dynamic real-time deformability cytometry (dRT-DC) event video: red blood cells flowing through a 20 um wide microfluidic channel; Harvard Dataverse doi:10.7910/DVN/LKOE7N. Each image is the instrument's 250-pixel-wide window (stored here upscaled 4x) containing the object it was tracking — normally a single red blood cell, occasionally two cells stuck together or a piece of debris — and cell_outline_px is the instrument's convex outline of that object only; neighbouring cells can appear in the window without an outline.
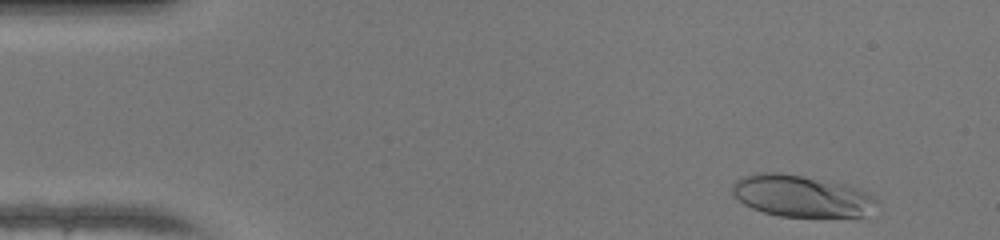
{"species": "human", "species_latin": "Homo sapiens", "temperature_condition": "warm", "stored_images_in_passage": 46, "camera_frame_rate_fps": 3000, "um_per_image_px": 0.085, "donor": {"sex": "female"}, "frame": {"image": 1, "passage_image": 2, "time_ms": 0.333, "image_size_px": [1000, 240], "cell_outline_px": [[872, 200], [864, 216], [780, 216], [764, 212], [752, 208], [744, 204], [732, 196], [732, 184], [736, 180], [744, 176], [764, 172], [776, 172], [800, 176], [844, 184], [860, 188]], "centroid_in_image_um": [67.96, 16.65], "position_along_channel_um": 17.0, "area_um2": 33.99}}
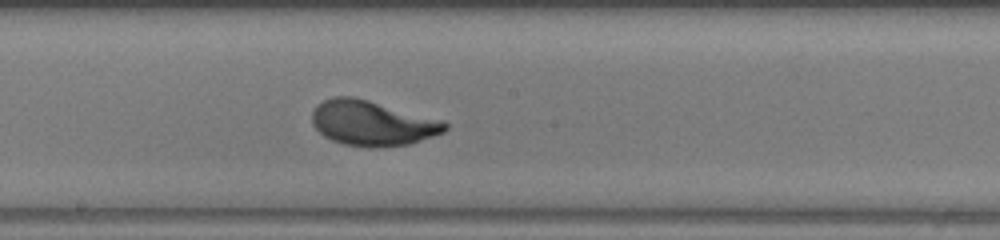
{"frame": {"image": 2, "passage_image": 24, "time_ms": 7.667, "image_size_px": [1000, 240], "cell_outline_px": [[448, 128], [444, 132], [408, 144], [376, 148], [368, 148], [344, 144], [332, 140], [324, 136], [312, 124], [312, 112], [316, 104], [332, 96], [352, 96], [368, 100], [444, 120], [448, 124]], "centroid_in_image_um": [31.63, 10.46], "position_along_channel_um": 216.6, "area_um2": 35.03}}
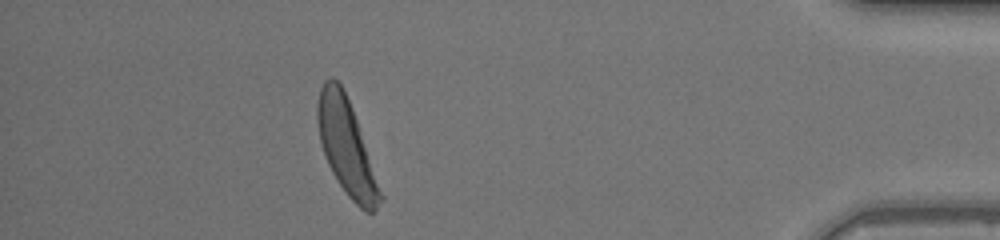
{"frame": {"image": 3, "passage_image": 41, "time_ms": 13.333, "image_size_px": [1000, 240], "cell_outline_px": [[384, 200], [372, 212], [364, 212], [348, 196], [336, 180], [328, 164], [320, 140], [316, 120], [316, 104], [320, 88], [324, 80], [332, 76], [344, 88], [352, 108], [384, 196]], "centroid_in_image_um": [29.44, 12.49], "position_along_channel_um": 405.8, "area_um2": 34.85}, "authors_computed_cell_mechanics": {"area_um2": 34.2176, "velocity_mm_per_s": 4.2615, "shape_relaxation_time_tau1_ms": 2.2349, "shape_relaxation_time_tau2_ms": null, "deformation_change_tau1": 0.1649, "deformation_change_tau2": null}}